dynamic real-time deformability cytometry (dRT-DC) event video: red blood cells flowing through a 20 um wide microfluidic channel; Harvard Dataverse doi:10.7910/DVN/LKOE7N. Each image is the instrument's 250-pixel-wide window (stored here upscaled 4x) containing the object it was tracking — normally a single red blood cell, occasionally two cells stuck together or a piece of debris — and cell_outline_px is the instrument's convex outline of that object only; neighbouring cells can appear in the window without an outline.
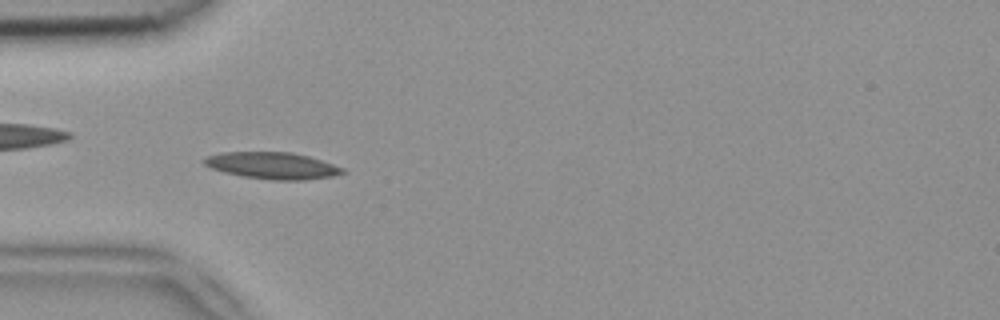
{"species": "common noctule bat (a hibernating species)", "species_latin": "Nyctalus noctula", "temperature_condition": "room temperature", "stored_images_in_passage": 51, "camera_frame_rate_fps": 3000, "um_per_image_px": 0.085, "animal": {"sex": "female", "body_mass_g": 18.4}, "frame": {"image": 1, "passage_image": 15, "time_ms": 4.667, "image_size_px": [1000, 320], "cell_outline_px": [[344, 172], [332, 176], [304, 180], [272, 180], [244, 176], [224, 172], [212, 168], [204, 164], [200, 160], [208, 156], [224, 152], [292, 152], [308, 156], [344, 168]], "centroid_in_image_um": [23.13, 14.07], "position_along_channel_um": 61.9, "area_um2": 21.33}}
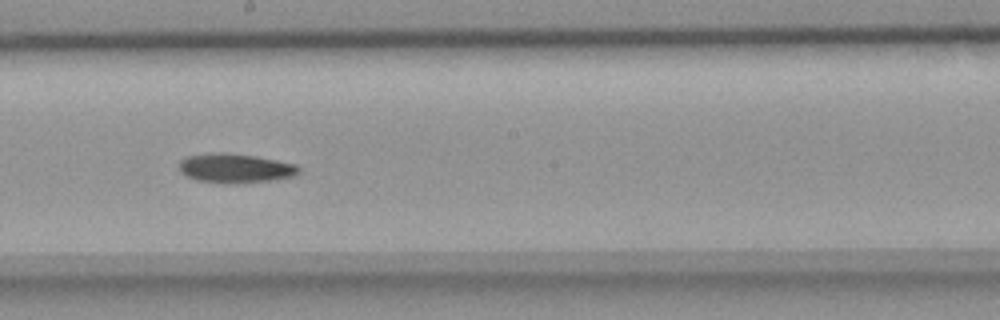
{"frame": {"image": 2, "passage_image": 28, "time_ms": 9.0, "image_size_px": [1000, 320], "cell_outline_px": [[300, 172], [296, 176], [276, 180], [232, 184], [224, 184], [196, 180], [180, 172], [180, 160], [188, 156], [212, 152], [224, 152], [256, 156], [296, 164], [300, 168]], "centroid_in_image_um": [20.03, 14.31], "position_along_channel_um": 228.2, "area_um2": 20.75}}
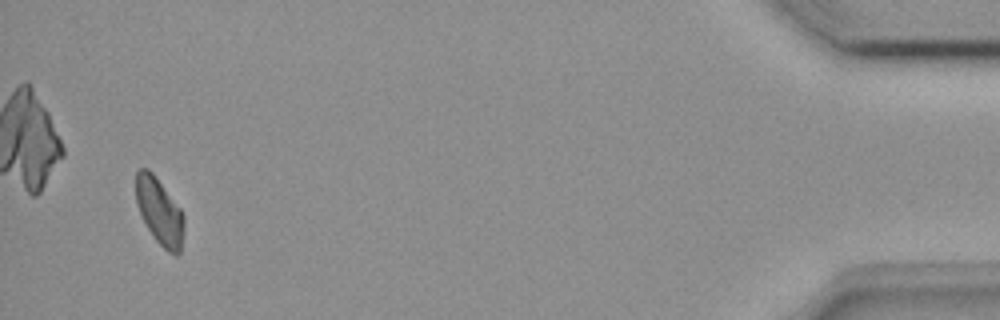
{"frame": {"image": 3, "passage_image": 49, "time_ms": 16.0, "image_size_px": [1000, 320], "cell_outline_px": [[184, 232], [180, 252], [176, 256], [168, 252], [152, 236], [136, 204], [136, 172], [140, 168], [148, 168], [152, 172], [180, 208], [184, 216]], "centroid_in_image_um": [13.57, 17.98], "position_along_channel_um": 421.6, "area_um2": 18.55}, "authors_computed_cell_mechanics": {"area_um2": 19.5364, "velocity_mm_per_s": 3.8927, "shape_relaxation_time_tau1_ms": 4.216, "shape_relaxation_time_tau2_ms": null, "deformation_change_tau1": 0.1175, "deformation_change_tau2": null}}